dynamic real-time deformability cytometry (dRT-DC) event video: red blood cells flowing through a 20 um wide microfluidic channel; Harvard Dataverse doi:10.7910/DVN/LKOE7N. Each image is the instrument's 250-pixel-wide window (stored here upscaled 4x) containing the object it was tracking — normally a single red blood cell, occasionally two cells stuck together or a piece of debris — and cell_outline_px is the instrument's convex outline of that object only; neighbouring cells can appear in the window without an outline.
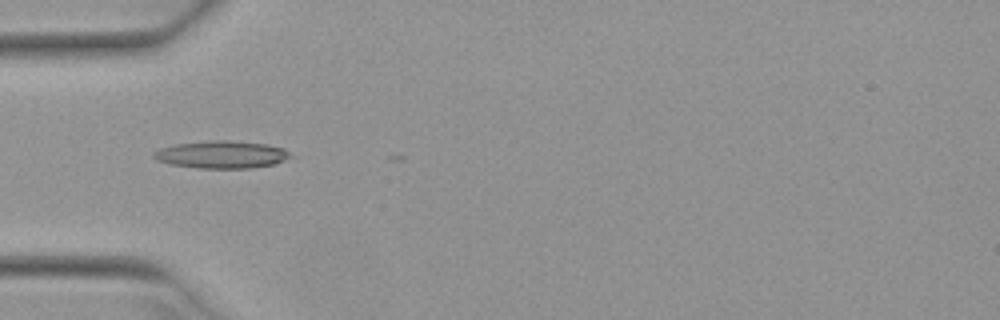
{"species": "Egyptian fruit bat (a non-hibernating species)", "species_latin": "Rousettus aegyptiacus", "temperature_condition": "warm", "stored_images_in_passage": 7, "camera_frame_rate_fps": 3000, "um_per_image_px": 0.085, "animal": {"sex": "female"}, "frame": {"image": 1, "passage_image": 5, "time_ms": 1.333, "image_size_px": [1000, 320], "cell_outline_px": [[288, 156], [284, 160], [272, 164], [252, 168], [196, 168], [172, 164], [156, 160], [152, 156], [152, 152], [160, 148], [176, 144], [208, 140], [228, 140], [268, 144], [284, 148], [288, 152]], "centroid_in_image_um": [18.78, 13.13], "position_along_channel_um": 66.2, "area_um2": 21.79}}